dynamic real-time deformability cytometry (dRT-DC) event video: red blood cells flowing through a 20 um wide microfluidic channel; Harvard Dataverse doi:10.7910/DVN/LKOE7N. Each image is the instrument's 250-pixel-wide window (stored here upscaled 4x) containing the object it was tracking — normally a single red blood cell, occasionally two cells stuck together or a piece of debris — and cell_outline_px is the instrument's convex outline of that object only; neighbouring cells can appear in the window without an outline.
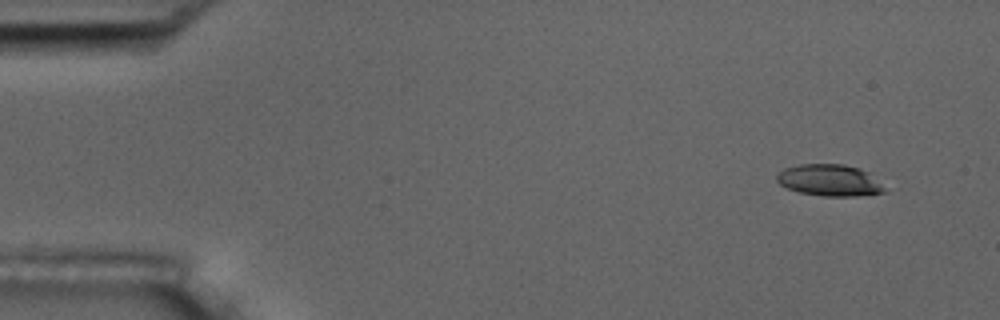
{"species": "common noctule bat (a hibernating species)", "species_latin": "Nyctalus noctula", "temperature_condition": "room temperature", "stored_images_in_passage": 9, "camera_frame_rate_fps": 3000, "um_per_image_px": 0.085, "animal": {"sex": "male", "body_mass_g": 17.5, "forearm_length_mm": 52.3}, "frame": {"image": 1, "passage_image": 1, "time_ms": 0.0, "image_size_px": [1000, 320], "cell_outline_px": [[888, 192], [856, 196], [820, 196], [800, 192], [788, 188], [780, 184], [776, 180], [776, 176], [784, 168], [800, 164], [844, 164], [860, 168], [872, 172]], "centroid_in_image_um": [70.57, 15.32], "position_along_channel_um": 14.4, "area_um2": 20.11}}
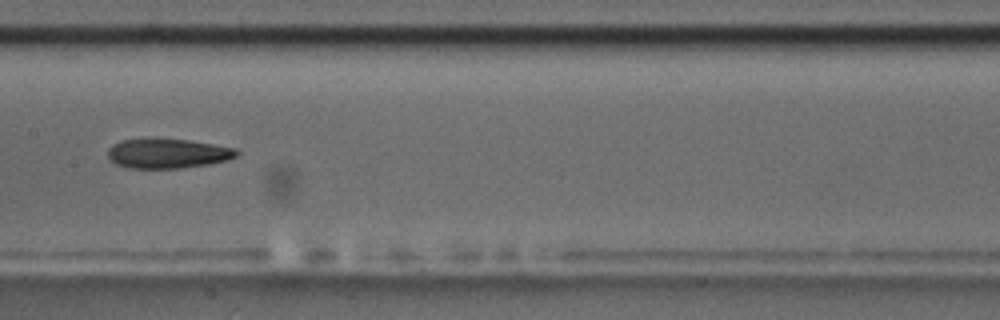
{"frame": {"image": 2, "passage_image": 7, "time_ms": 8.0, "image_size_px": [1000, 320], "cell_outline_px": [[240, 152], [236, 156], [228, 160], [212, 164], [180, 168], [128, 168], [116, 164], [108, 156], [108, 148], [112, 144], [120, 140], [148, 136], [188, 140], [236, 148]], "centroid_in_image_um": [14.23, 13.01], "position_along_channel_um": 193.2, "area_um2": 22.95}}
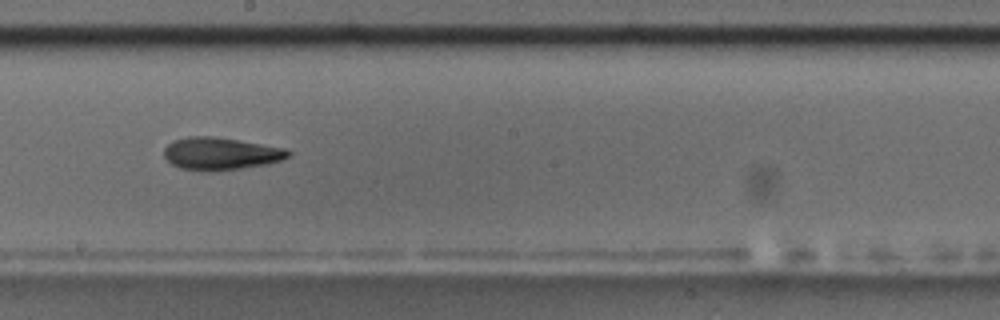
{"frame": {"image": 3, "passage_image": 8, "time_ms": 9.0, "image_size_px": [1000, 320], "cell_outline_px": [[292, 152], [288, 156], [280, 160], [268, 164], [240, 168], [180, 168], [172, 164], [164, 156], [164, 148], [172, 140], [188, 136], [208, 136], [236, 140], [284, 148]], "centroid_in_image_um": [18.74, 13.01], "position_along_channel_um": 229.5, "area_um2": 22.43}}